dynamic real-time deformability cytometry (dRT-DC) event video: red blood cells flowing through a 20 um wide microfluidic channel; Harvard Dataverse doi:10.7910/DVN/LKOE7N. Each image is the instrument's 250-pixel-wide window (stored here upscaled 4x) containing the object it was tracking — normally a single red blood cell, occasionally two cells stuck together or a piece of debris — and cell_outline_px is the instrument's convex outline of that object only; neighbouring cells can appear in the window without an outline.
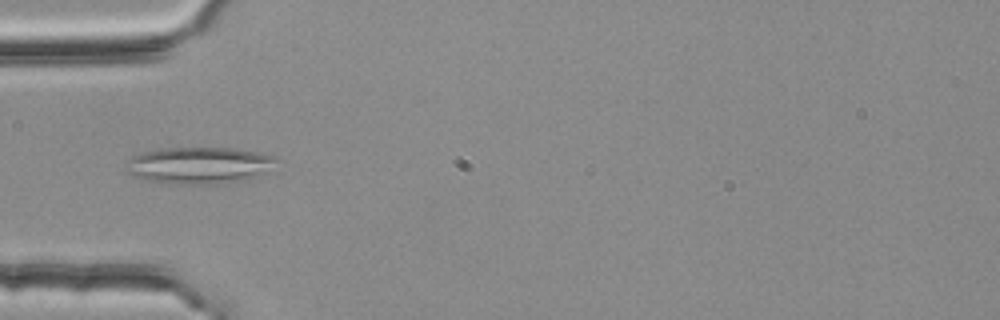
{"species": "common noctule bat (a hibernating species)", "species_latin": "Nyctalus noctula", "temperature_condition": "room temperature", "stored_images_in_passage": 55, "segment_of_instrument_passage": [1, 2], "camera_frame_rate_fps": 3000, "um_per_image_px": 0.085, "animal": {"sex": "female", "body_mass_g": 25.1}, "frame": {"image": 1, "passage_image": 18, "time_ms": 5.667, "image_size_px": [1000, 320], "cell_outline_px": [[280, 160], [268, 172], [240, 180], [224, 184], [160, 184], [136, 176], [128, 172], [124, 168], [128, 160], [132, 156], [140, 152], [160, 148], [236, 148], [276, 156]], "centroid_in_image_um": [16.92, 14.05], "position_along_channel_um": 68.1, "area_um2": 32.66}}